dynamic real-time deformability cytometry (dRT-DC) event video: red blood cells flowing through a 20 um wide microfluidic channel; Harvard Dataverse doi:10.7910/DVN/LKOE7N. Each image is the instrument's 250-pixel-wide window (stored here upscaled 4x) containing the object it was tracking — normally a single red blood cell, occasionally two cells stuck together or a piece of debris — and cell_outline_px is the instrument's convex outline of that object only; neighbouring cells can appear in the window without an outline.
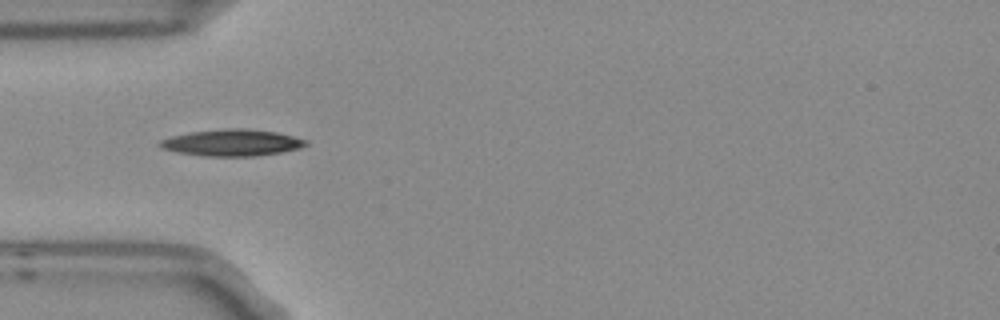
{"species": "Egyptian fruit bat (a non-hibernating species)", "species_latin": "Rousettus aegyptiacus", "temperature_condition": "room temperature", "stored_images_in_passage": 7, "camera_frame_rate_fps": 3000, "um_per_image_px": 0.085, "frame": {"image": 1, "passage_image": 5, "time_ms": 1.333, "image_size_px": [1000, 320], "cell_outline_px": [[308, 144], [300, 148], [280, 152], [256, 156], [204, 156], [176, 152], [160, 148], [156, 144], [160, 140], [172, 136], [192, 132], [228, 128], [244, 128], [276, 132], [308, 140]], "centroid_in_image_um": [19.7, 12.13], "position_along_channel_um": 65.3, "area_um2": 22.6}}
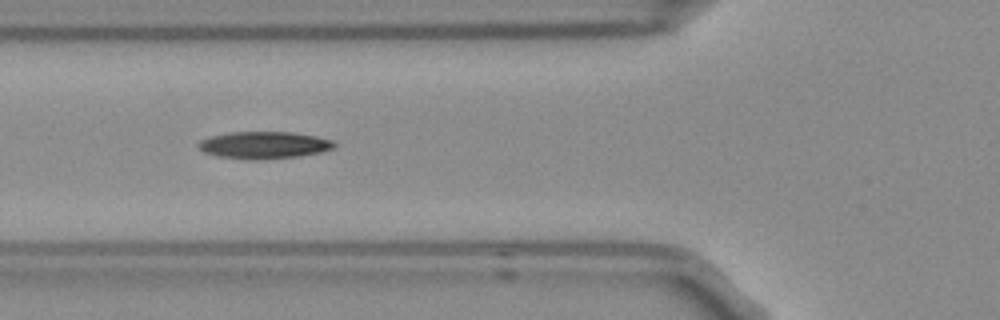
{"frame": {"image": 2, "passage_image": 6, "time_ms": 1.667, "image_size_px": [1000, 320], "cell_outline_px": [[336, 148], [320, 152], [300, 156], [220, 156], [204, 152], [200, 148], [200, 140], [212, 136], [228, 132], [292, 132], [316, 136], [332, 140], [336, 144]], "centroid_in_image_um": [22.53, 12.26], "position_along_channel_um": 103.3, "area_um2": 20.11}}